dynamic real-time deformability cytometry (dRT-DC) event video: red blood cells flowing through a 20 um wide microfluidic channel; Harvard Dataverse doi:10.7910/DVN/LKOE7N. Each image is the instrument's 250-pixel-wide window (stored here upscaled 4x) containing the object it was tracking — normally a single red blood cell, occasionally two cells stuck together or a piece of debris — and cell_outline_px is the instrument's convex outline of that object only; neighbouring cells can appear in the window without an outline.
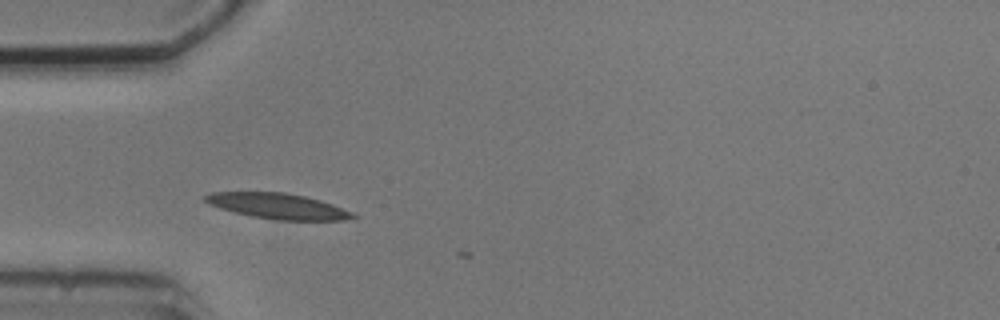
{"species": "common noctule bat (a hibernating species)", "species_latin": "Nyctalus noctula", "temperature_condition": "cold", "stored_images_in_passage": 3, "camera_frame_rate_fps": 3000, "um_per_image_px": 0.085, "animal": {"sex": "male", "body_mass_g": 20.5, "forearm_length_mm": 52.5}, "frame": {"image": 1, "passage_image": 2, "time_ms": 1.333, "image_size_px": [1000, 320], "cell_outline_px": [[360, 216], [344, 220], [276, 220], [252, 216], [220, 208], [208, 204], [204, 200], [204, 196], [212, 192], [284, 192], [304, 196], [320, 200], [332, 204], [352, 212]], "centroid_in_image_um": [23.63, 17.52], "position_along_channel_um": 61.4, "area_um2": 21.85}}